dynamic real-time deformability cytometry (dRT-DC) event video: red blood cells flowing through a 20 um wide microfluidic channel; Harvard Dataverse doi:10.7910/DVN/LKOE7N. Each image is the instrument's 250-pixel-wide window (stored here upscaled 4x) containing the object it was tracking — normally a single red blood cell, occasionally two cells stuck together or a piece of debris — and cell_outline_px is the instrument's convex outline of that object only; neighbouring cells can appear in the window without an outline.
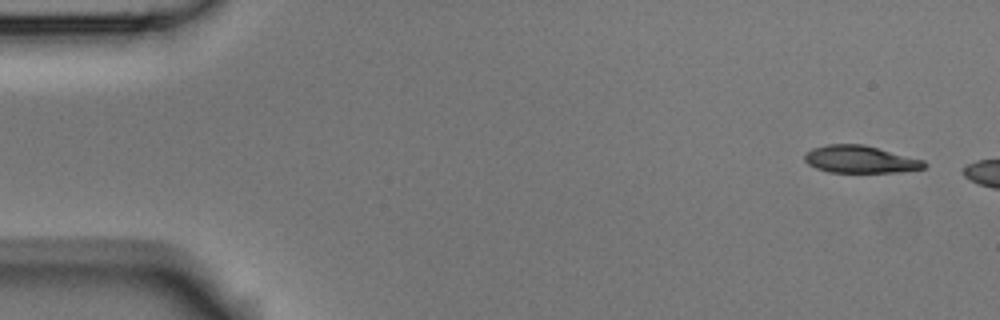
{"species": "Egyptian fruit bat (a non-hibernating species)", "species_latin": "Rousettus aegyptiacus", "temperature_condition": "room temperature", "stored_images_in_passage": 2, "camera_frame_rate_fps": 3000, "um_per_image_px": 0.085, "animal": {"sex": "male"}, "frame": {"image": 1, "passage_image": 1, "time_ms": 0.0, "image_size_px": [1000, 320], "cell_outline_px": [[928, 164], [924, 168], [900, 172], [828, 172], [816, 168], [808, 164], [804, 160], [804, 156], [812, 148], [828, 144], [864, 144], [924, 160]], "centroid_in_image_um": [73.13, 13.54], "position_along_channel_um": 11.9, "area_um2": 19.07}}